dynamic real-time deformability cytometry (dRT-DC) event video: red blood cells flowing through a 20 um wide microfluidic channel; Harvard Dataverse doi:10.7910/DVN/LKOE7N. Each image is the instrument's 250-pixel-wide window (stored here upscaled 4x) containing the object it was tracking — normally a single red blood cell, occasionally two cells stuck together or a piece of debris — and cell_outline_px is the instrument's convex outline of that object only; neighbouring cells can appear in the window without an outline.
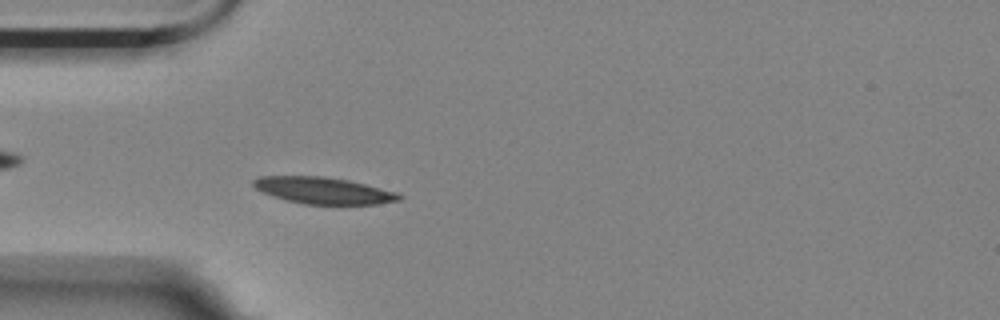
{"species": "Egyptian fruit bat (a non-hibernating species)", "species_latin": "Rousettus aegyptiacus", "temperature_condition": "room temperature", "stored_images_in_passage": 56, "camera_frame_rate_fps": 3000, "um_per_image_px": 0.085, "animal": {"sex": "female"}, "frame": {"image": 1, "passage_image": 15, "time_ms": 4.667, "image_size_px": [1000, 320], "cell_outline_px": [[404, 196], [400, 200], [376, 204], [304, 204], [272, 196], [256, 188], [252, 184], [252, 180], [260, 176], [324, 176], [348, 180], [400, 192]], "centroid_in_image_um": [27.54, 16.19], "position_along_channel_um": 57.5, "area_um2": 22.66}}
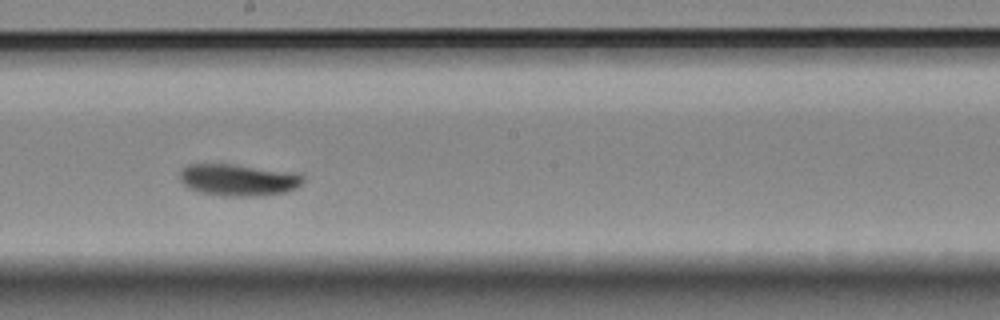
{"frame": {"image": 2, "passage_image": 30, "time_ms": 9.667, "image_size_px": [1000, 320], "cell_outline_px": [[304, 180], [296, 188], [284, 192], [256, 196], [224, 196], [200, 192], [188, 188], [180, 180], [180, 172], [188, 164], [232, 164], [300, 172], [304, 176]], "centroid_in_image_um": [20.29, 15.28], "position_along_channel_um": 227.9, "area_um2": 23.0}}
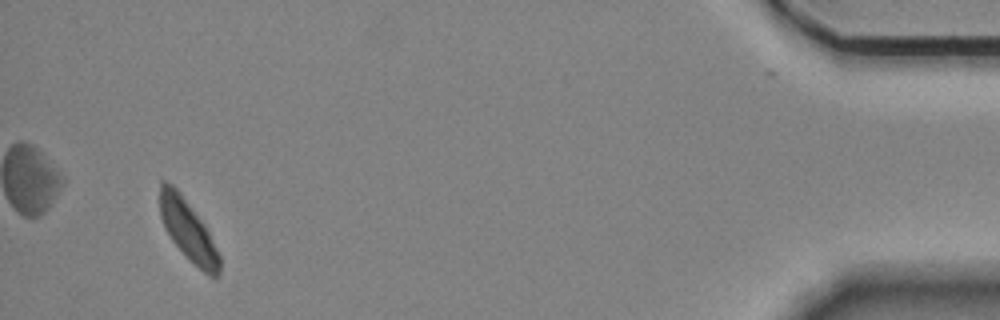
{"frame": {"image": 3, "passage_image": 53, "time_ms": 17.333, "image_size_px": [1000, 320], "cell_outline_px": [[220, 272], [216, 276], [208, 276], [172, 240], [164, 228], [160, 216], [160, 180], [164, 180], [172, 184], [180, 192], [204, 224], [220, 256]], "centroid_in_image_um": [15.96, 19.52], "position_along_channel_um": 419.2, "area_um2": 20.52}, "authors_computed_cell_mechanics": {"area_um2": 22.0796, "velocity_mm_per_s": 3.4588, "shape_relaxation_time_tau1_ms": 8.6743, "shape_relaxation_time_tau2_ms": null, "deformation_change_tau1": 0.162, "deformation_change_tau2": null}}